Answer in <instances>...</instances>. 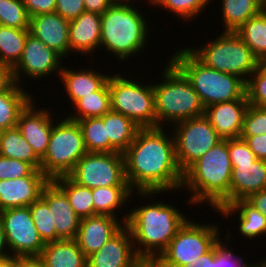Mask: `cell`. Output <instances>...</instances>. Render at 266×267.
<instances>
[{"mask_svg":"<svg viewBox=\"0 0 266 267\" xmlns=\"http://www.w3.org/2000/svg\"><path fill=\"white\" fill-rule=\"evenodd\" d=\"M165 130L166 127L140 128L123 153L126 180L133 192L166 195L168 191L182 190L183 172L177 163L174 138Z\"/></svg>","mask_w":266,"mask_h":267,"instance_id":"6da1fadb","label":"cell"},{"mask_svg":"<svg viewBox=\"0 0 266 267\" xmlns=\"http://www.w3.org/2000/svg\"><path fill=\"white\" fill-rule=\"evenodd\" d=\"M175 205L163 201L140 204L127 210L122 221L130 229L138 257L151 266L166 250L172 238L189 219Z\"/></svg>","mask_w":266,"mask_h":267,"instance_id":"7a4b0ae2","label":"cell"},{"mask_svg":"<svg viewBox=\"0 0 266 267\" xmlns=\"http://www.w3.org/2000/svg\"><path fill=\"white\" fill-rule=\"evenodd\" d=\"M232 168L228 139H222L183 172L182 189L191 194L188 206L206 203L216 211L229 205Z\"/></svg>","mask_w":266,"mask_h":267,"instance_id":"3957f363","label":"cell"},{"mask_svg":"<svg viewBox=\"0 0 266 267\" xmlns=\"http://www.w3.org/2000/svg\"><path fill=\"white\" fill-rule=\"evenodd\" d=\"M137 7L113 3L101 15L100 50L102 47L122 64L131 57L134 60L136 54L139 56L150 39L151 24L148 25V18Z\"/></svg>","mask_w":266,"mask_h":267,"instance_id":"277c9868","label":"cell"},{"mask_svg":"<svg viewBox=\"0 0 266 267\" xmlns=\"http://www.w3.org/2000/svg\"><path fill=\"white\" fill-rule=\"evenodd\" d=\"M167 62L161 82L153 83V92L156 127L168 125L169 130L177 122L204 115L205 107L186 76L170 60Z\"/></svg>","mask_w":266,"mask_h":267,"instance_id":"5b68a950","label":"cell"},{"mask_svg":"<svg viewBox=\"0 0 266 267\" xmlns=\"http://www.w3.org/2000/svg\"><path fill=\"white\" fill-rule=\"evenodd\" d=\"M172 54L169 60L191 82L205 108L219 102L248 99L246 83L241 78L205 66L186 45Z\"/></svg>","mask_w":266,"mask_h":267,"instance_id":"8992f818","label":"cell"},{"mask_svg":"<svg viewBox=\"0 0 266 267\" xmlns=\"http://www.w3.org/2000/svg\"><path fill=\"white\" fill-rule=\"evenodd\" d=\"M212 41L186 48L205 66L235 75L247 83L258 68V58L236 32H221Z\"/></svg>","mask_w":266,"mask_h":267,"instance_id":"52a82bcc","label":"cell"},{"mask_svg":"<svg viewBox=\"0 0 266 267\" xmlns=\"http://www.w3.org/2000/svg\"><path fill=\"white\" fill-rule=\"evenodd\" d=\"M118 72L108 80L111 110L130 118L140 128H155L153 83L139 82Z\"/></svg>","mask_w":266,"mask_h":267,"instance_id":"ba28073f","label":"cell"},{"mask_svg":"<svg viewBox=\"0 0 266 267\" xmlns=\"http://www.w3.org/2000/svg\"><path fill=\"white\" fill-rule=\"evenodd\" d=\"M60 119L53 124L47 151L41 158L40 170L50 180L68 176L87 153L78 122L67 117Z\"/></svg>","mask_w":266,"mask_h":267,"instance_id":"9c48e42d","label":"cell"},{"mask_svg":"<svg viewBox=\"0 0 266 267\" xmlns=\"http://www.w3.org/2000/svg\"><path fill=\"white\" fill-rule=\"evenodd\" d=\"M218 225L216 222L198 223L189 218L151 267H181L192 264L221 239V228Z\"/></svg>","mask_w":266,"mask_h":267,"instance_id":"30bf717a","label":"cell"},{"mask_svg":"<svg viewBox=\"0 0 266 267\" xmlns=\"http://www.w3.org/2000/svg\"><path fill=\"white\" fill-rule=\"evenodd\" d=\"M170 130L168 133L173 135L176 159L182 172L222 140L204 115L177 122Z\"/></svg>","mask_w":266,"mask_h":267,"instance_id":"8fae6325","label":"cell"},{"mask_svg":"<svg viewBox=\"0 0 266 267\" xmlns=\"http://www.w3.org/2000/svg\"><path fill=\"white\" fill-rule=\"evenodd\" d=\"M77 184L90 189L129 186L122 153L87 152L68 175Z\"/></svg>","mask_w":266,"mask_h":267,"instance_id":"7c38bea8","label":"cell"},{"mask_svg":"<svg viewBox=\"0 0 266 267\" xmlns=\"http://www.w3.org/2000/svg\"><path fill=\"white\" fill-rule=\"evenodd\" d=\"M0 220L5 232L10 255L38 257L45 243L40 238L29 207L0 211Z\"/></svg>","mask_w":266,"mask_h":267,"instance_id":"4fadbf2b","label":"cell"},{"mask_svg":"<svg viewBox=\"0 0 266 267\" xmlns=\"http://www.w3.org/2000/svg\"><path fill=\"white\" fill-rule=\"evenodd\" d=\"M64 59L54 49L46 46L42 41L31 34L27 36L23 55L17 65L12 69L14 81L22 87V79L40 81L49 75H58L62 71ZM25 75V76H24Z\"/></svg>","mask_w":266,"mask_h":267,"instance_id":"5bb4252c","label":"cell"},{"mask_svg":"<svg viewBox=\"0 0 266 267\" xmlns=\"http://www.w3.org/2000/svg\"><path fill=\"white\" fill-rule=\"evenodd\" d=\"M136 254L130 229L125 225L97 252L87 258V267H146Z\"/></svg>","mask_w":266,"mask_h":267,"instance_id":"9a60e30c","label":"cell"},{"mask_svg":"<svg viewBox=\"0 0 266 267\" xmlns=\"http://www.w3.org/2000/svg\"><path fill=\"white\" fill-rule=\"evenodd\" d=\"M50 179L35 169L29 176L0 180V211L29 207L38 200Z\"/></svg>","mask_w":266,"mask_h":267,"instance_id":"2e32d148","label":"cell"},{"mask_svg":"<svg viewBox=\"0 0 266 267\" xmlns=\"http://www.w3.org/2000/svg\"><path fill=\"white\" fill-rule=\"evenodd\" d=\"M36 103L33 99L20 113L16 127L41 159L47 151L51 130L56 119H53V112L50 109L35 108Z\"/></svg>","mask_w":266,"mask_h":267,"instance_id":"e0dca14e","label":"cell"},{"mask_svg":"<svg viewBox=\"0 0 266 267\" xmlns=\"http://www.w3.org/2000/svg\"><path fill=\"white\" fill-rule=\"evenodd\" d=\"M125 223L109 215H94L80 219L76 235L78 247L88 258L116 235Z\"/></svg>","mask_w":266,"mask_h":267,"instance_id":"ac0fdd59","label":"cell"},{"mask_svg":"<svg viewBox=\"0 0 266 267\" xmlns=\"http://www.w3.org/2000/svg\"><path fill=\"white\" fill-rule=\"evenodd\" d=\"M29 33L64 60L70 55L69 21L56 12L30 17Z\"/></svg>","mask_w":266,"mask_h":267,"instance_id":"d6986e66","label":"cell"},{"mask_svg":"<svg viewBox=\"0 0 266 267\" xmlns=\"http://www.w3.org/2000/svg\"><path fill=\"white\" fill-rule=\"evenodd\" d=\"M41 197L48 203L52 227L60 239H75L80 217L72 209L66 194L52 181L44 187Z\"/></svg>","mask_w":266,"mask_h":267,"instance_id":"ffe728a7","label":"cell"},{"mask_svg":"<svg viewBox=\"0 0 266 267\" xmlns=\"http://www.w3.org/2000/svg\"><path fill=\"white\" fill-rule=\"evenodd\" d=\"M248 99L219 102L205 108L204 116L222 139L240 138Z\"/></svg>","mask_w":266,"mask_h":267,"instance_id":"44dd1931","label":"cell"},{"mask_svg":"<svg viewBox=\"0 0 266 267\" xmlns=\"http://www.w3.org/2000/svg\"><path fill=\"white\" fill-rule=\"evenodd\" d=\"M101 14L84 11L76 19L69 21L70 56L81 54L94 56L100 50ZM74 52V53H73Z\"/></svg>","mask_w":266,"mask_h":267,"instance_id":"7402d4cb","label":"cell"},{"mask_svg":"<svg viewBox=\"0 0 266 267\" xmlns=\"http://www.w3.org/2000/svg\"><path fill=\"white\" fill-rule=\"evenodd\" d=\"M229 204L266 189V160L232 163Z\"/></svg>","mask_w":266,"mask_h":267,"instance_id":"603a6c76","label":"cell"},{"mask_svg":"<svg viewBox=\"0 0 266 267\" xmlns=\"http://www.w3.org/2000/svg\"><path fill=\"white\" fill-rule=\"evenodd\" d=\"M63 67L59 74V79L63 84V91L65 90L67 94L65 97H68L72 106L80 98L100 90L111 76L107 73L105 75L102 71L99 72V70L92 69V67L91 69L78 67L77 70L68 66Z\"/></svg>","mask_w":266,"mask_h":267,"instance_id":"cb8c5ba5","label":"cell"},{"mask_svg":"<svg viewBox=\"0 0 266 267\" xmlns=\"http://www.w3.org/2000/svg\"><path fill=\"white\" fill-rule=\"evenodd\" d=\"M138 196L139 200H146L156 198V194L160 196L164 192H133L129 186H111V187H97L92 189V197L94 204V215H109L115 218L117 212L125 210L129 207V200H133L134 194ZM160 193V194H159ZM133 194V195H132ZM140 195V196H139ZM155 196V197H152ZM131 197V198H130ZM143 197V198H142ZM150 197V198H149ZM146 198V199H145ZM127 205V206H125ZM124 206V207H123ZM117 211V212H116Z\"/></svg>","mask_w":266,"mask_h":267,"instance_id":"d4e9b609","label":"cell"},{"mask_svg":"<svg viewBox=\"0 0 266 267\" xmlns=\"http://www.w3.org/2000/svg\"><path fill=\"white\" fill-rule=\"evenodd\" d=\"M216 212L223 215L225 219L238 216V231L246 239L257 240L266 234V217L252 206L246 199L236 200L235 202L219 207ZM238 213V214H236Z\"/></svg>","mask_w":266,"mask_h":267,"instance_id":"484cf974","label":"cell"},{"mask_svg":"<svg viewBox=\"0 0 266 267\" xmlns=\"http://www.w3.org/2000/svg\"><path fill=\"white\" fill-rule=\"evenodd\" d=\"M38 257L45 267H87V257L75 239L47 242Z\"/></svg>","mask_w":266,"mask_h":267,"instance_id":"4316f807","label":"cell"},{"mask_svg":"<svg viewBox=\"0 0 266 267\" xmlns=\"http://www.w3.org/2000/svg\"><path fill=\"white\" fill-rule=\"evenodd\" d=\"M106 126L110 142V153H124L134 141L140 129L130 118L121 113L110 110L101 117Z\"/></svg>","mask_w":266,"mask_h":267,"instance_id":"83f0119b","label":"cell"},{"mask_svg":"<svg viewBox=\"0 0 266 267\" xmlns=\"http://www.w3.org/2000/svg\"><path fill=\"white\" fill-rule=\"evenodd\" d=\"M30 92L16 82L0 92V131L17 126L20 113L35 99Z\"/></svg>","mask_w":266,"mask_h":267,"instance_id":"f1b7e54d","label":"cell"},{"mask_svg":"<svg viewBox=\"0 0 266 267\" xmlns=\"http://www.w3.org/2000/svg\"><path fill=\"white\" fill-rule=\"evenodd\" d=\"M0 155L28 162L35 169H41V159L35 154L17 127L0 131Z\"/></svg>","mask_w":266,"mask_h":267,"instance_id":"f546056e","label":"cell"},{"mask_svg":"<svg viewBox=\"0 0 266 267\" xmlns=\"http://www.w3.org/2000/svg\"><path fill=\"white\" fill-rule=\"evenodd\" d=\"M214 1V0H212ZM224 32H236L248 19L261 10L259 0H221Z\"/></svg>","mask_w":266,"mask_h":267,"instance_id":"4dcf8cb0","label":"cell"},{"mask_svg":"<svg viewBox=\"0 0 266 267\" xmlns=\"http://www.w3.org/2000/svg\"><path fill=\"white\" fill-rule=\"evenodd\" d=\"M72 106L73 113L67 114V118L78 121L85 118L102 117L111 110L110 92L108 82L98 91L90 93L77 100ZM75 107V108H74Z\"/></svg>","mask_w":266,"mask_h":267,"instance_id":"1f68e13d","label":"cell"},{"mask_svg":"<svg viewBox=\"0 0 266 267\" xmlns=\"http://www.w3.org/2000/svg\"><path fill=\"white\" fill-rule=\"evenodd\" d=\"M225 242L221 238L207 253L201 256V267H259L258 262L252 264L238 254L233 248H229V241L232 233L225 232Z\"/></svg>","mask_w":266,"mask_h":267,"instance_id":"d6a6232c","label":"cell"},{"mask_svg":"<svg viewBox=\"0 0 266 267\" xmlns=\"http://www.w3.org/2000/svg\"><path fill=\"white\" fill-rule=\"evenodd\" d=\"M52 181L66 194L72 209L80 218L94 216L92 189L77 184L69 176H60Z\"/></svg>","mask_w":266,"mask_h":267,"instance_id":"836d02e7","label":"cell"},{"mask_svg":"<svg viewBox=\"0 0 266 267\" xmlns=\"http://www.w3.org/2000/svg\"><path fill=\"white\" fill-rule=\"evenodd\" d=\"M29 29H18L0 25V64L12 69L20 61Z\"/></svg>","mask_w":266,"mask_h":267,"instance_id":"e575fe53","label":"cell"},{"mask_svg":"<svg viewBox=\"0 0 266 267\" xmlns=\"http://www.w3.org/2000/svg\"><path fill=\"white\" fill-rule=\"evenodd\" d=\"M236 33L258 59L266 57V10L248 19Z\"/></svg>","mask_w":266,"mask_h":267,"instance_id":"d590c367","label":"cell"},{"mask_svg":"<svg viewBox=\"0 0 266 267\" xmlns=\"http://www.w3.org/2000/svg\"><path fill=\"white\" fill-rule=\"evenodd\" d=\"M77 122L81 128L87 152L110 153L109 137L101 117L85 118Z\"/></svg>","mask_w":266,"mask_h":267,"instance_id":"8d00e7d4","label":"cell"},{"mask_svg":"<svg viewBox=\"0 0 266 267\" xmlns=\"http://www.w3.org/2000/svg\"><path fill=\"white\" fill-rule=\"evenodd\" d=\"M211 2L213 3L212 0H153L152 8L161 9L162 7L163 11H170L169 13H173L174 17L177 16L178 20L188 22L195 19L201 12H205Z\"/></svg>","mask_w":266,"mask_h":267,"instance_id":"74e56055","label":"cell"},{"mask_svg":"<svg viewBox=\"0 0 266 267\" xmlns=\"http://www.w3.org/2000/svg\"><path fill=\"white\" fill-rule=\"evenodd\" d=\"M35 227L44 243L61 240L52 227L51 212L48 203L40 197L29 206Z\"/></svg>","mask_w":266,"mask_h":267,"instance_id":"f35d334b","label":"cell"},{"mask_svg":"<svg viewBox=\"0 0 266 267\" xmlns=\"http://www.w3.org/2000/svg\"><path fill=\"white\" fill-rule=\"evenodd\" d=\"M30 17L22 0L0 1V25L29 29Z\"/></svg>","mask_w":266,"mask_h":267,"instance_id":"ab89813d","label":"cell"},{"mask_svg":"<svg viewBox=\"0 0 266 267\" xmlns=\"http://www.w3.org/2000/svg\"><path fill=\"white\" fill-rule=\"evenodd\" d=\"M266 134V108L250 105L246 111L240 138Z\"/></svg>","mask_w":266,"mask_h":267,"instance_id":"60d3db41","label":"cell"},{"mask_svg":"<svg viewBox=\"0 0 266 267\" xmlns=\"http://www.w3.org/2000/svg\"><path fill=\"white\" fill-rule=\"evenodd\" d=\"M246 95L250 105L266 108V75L259 68L246 83Z\"/></svg>","mask_w":266,"mask_h":267,"instance_id":"b9f144b4","label":"cell"},{"mask_svg":"<svg viewBox=\"0 0 266 267\" xmlns=\"http://www.w3.org/2000/svg\"><path fill=\"white\" fill-rule=\"evenodd\" d=\"M34 170L35 168L28 162L0 155V180L29 176Z\"/></svg>","mask_w":266,"mask_h":267,"instance_id":"7bdbcfd3","label":"cell"},{"mask_svg":"<svg viewBox=\"0 0 266 267\" xmlns=\"http://www.w3.org/2000/svg\"><path fill=\"white\" fill-rule=\"evenodd\" d=\"M228 152L231 163L254 162L257 159L248 143L241 138L228 139Z\"/></svg>","mask_w":266,"mask_h":267,"instance_id":"ee69618b","label":"cell"},{"mask_svg":"<svg viewBox=\"0 0 266 267\" xmlns=\"http://www.w3.org/2000/svg\"><path fill=\"white\" fill-rule=\"evenodd\" d=\"M84 11V0H56L55 12L68 21L76 19Z\"/></svg>","mask_w":266,"mask_h":267,"instance_id":"f6af8a7d","label":"cell"},{"mask_svg":"<svg viewBox=\"0 0 266 267\" xmlns=\"http://www.w3.org/2000/svg\"><path fill=\"white\" fill-rule=\"evenodd\" d=\"M29 17L41 14L53 13L56 8V0H22Z\"/></svg>","mask_w":266,"mask_h":267,"instance_id":"bcb514c9","label":"cell"},{"mask_svg":"<svg viewBox=\"0 0 266 267\" xmlns=\"http://www.w3.org/2000/svg\"><path fill=\"white\" fill-rule=\"evenodd\" d=\"M245 141L257 159L266 160V134L248 137Z\"/></svg>","mask_w":266,"mask_h":267,"instance_id":"7dc6e473","label":"cell"},{"mask_svg":"<svg viewBox=\"0 0 266 267\" xmlns=\"http://www.w3.org/2000/svg\"><path fill=\"white\" fill-rule=\"evenodd\" d=\"M113 0H84L85 10L103 14L111 5Z\"/></svg>","mask_w":266,"mask_h":267,"instance_id":"c3c4849f","label":"cell"},{"mask_svg":"<svg viewBox=\"0 0 266 267\" xmlns=\"http://www.w3.org/2000/svg\"><path fill=\"white\" fill-rule=\"evenodd\" d=\"M246 200L266 217V189L252 193Z\"/></svg>","mask_w":266,"mask_h":267,"instance_id":"681fc988","label":"cell"},{"mask_svg":"<svg viewBox=\"0 0 266 267\" xmlns=\"http://www.w3.org/2000/svg\"><path fill=\"white\" fill-rule=\"evenodd\" d=\"M14 82L12 68L0 64V92L7 90Z\"/></svg>","mask_w":266,"mask_h":267,"instance_id":"f907efd6","label":"cell"},{"mask_svg":"<svg viewBox=\"0 0 266 267\" xmlns=\"http://www.w3.org/2000/svg\"><path fill=\"white\" fill-rule=\"evenodd\" d=\"M20 267H45L39 257H20Z\"/></svg>","mask_w":266,"mask_h":267,"instance_id":"816d5d0a","label":"cell"},{"mask_svg":"<svg viewBox=\"0 0 266 267\" xmlns=\"http://www.w3.org/2000/svg\"><path fill=\"white\" fill-rule=\"evenodd\" d=\"M0 267H20V256L9 255L0 258Z\"/></svg>","mask_w":266,"mask_h":267,"instance_id":"f5cc1de1","label":"cell"},{"mask_svg":"<svg viewBox=\"0 0 266 267\" xmlns=\"http://www.w3.org/2000/svg\"><path fill=\"white\" fill-rule=\"evenodd\" d=\"M9 255H10V252L8 250V245H7V242H6L5 232H4V229H3L2 222L0 220V258L9 256Z\"/></svg>","mask_w":266,"mask_h":267,"instance_id":"db71d44e","label":"cell"},{"mask_svg":"<svg viewBox=\"0 0 266 267\" xmlns=\"http://www.w3.org/2000/svg\"><path fill=\"white\" fill-rule=\"evenodd\" d=\"M139 1V3L141 2L140 0H137ZM134 2V3H133ZM113 3L115 4H129V5H135L136 3V0H113ZM150 5H149V8L150 6H152V3H153V0H148V2Z\"/></svg>","mask_w":266,"mask_h":267,"instance_id":"11a10c76","label":"cell"},{"mask_svg":"<svg viewBox=\"0 0 266 267\" xmlns=\"http://www.w3.org/2000/svg\"><path fill=\"white\" fill-rule=\"evenodd\" d=\"M258 68L266 75V57L258 59Z\"/></svg>","mask_w":266,"mask_h":267,"instance_id":"9f6ffc18","label":"cell"},{"mask_svg":"<svg viewBox=\"0 0 266 267\" xmlns=\"http://www.w3.org/2000/svg\"><path fill=\"white\" fill-rule=\"evenodd\" d=\"M201 257H199L198 259L194 260L192 264H185L181 267H201L202 263L200 262Z\"/></svg>","mask_w":266,"mask_h":267,"instance_id":"6f0895ef","label":"cell"},{"mask_svg":"<svg viewBox=\"0 0 266 267\" xmlns=\"http://www.w3.org/2000/svg\"><path fill=\"white\" fill-rule=\"evenodd\" d=\"M260 261H257L259 264V267H266V258H260Z\"/></svg>","mask_w":266,"mask_h":267,"instance_id":"680465c9","label":"cell"},{"mask_svg":"<svg viewBox=\"0 0 266 267\" xmlns=\"http://www.w3.org/2000/svg\"><path fill=\"white\" fill-rule=\"evenodd\" d=\"M259 3H260V5H261V8H262L263 10H266V0H259Z\"/></svg>","mask_w":266,"mask_h":267,"instance_id":"91938a15","label":"cell"}]
</instances>
